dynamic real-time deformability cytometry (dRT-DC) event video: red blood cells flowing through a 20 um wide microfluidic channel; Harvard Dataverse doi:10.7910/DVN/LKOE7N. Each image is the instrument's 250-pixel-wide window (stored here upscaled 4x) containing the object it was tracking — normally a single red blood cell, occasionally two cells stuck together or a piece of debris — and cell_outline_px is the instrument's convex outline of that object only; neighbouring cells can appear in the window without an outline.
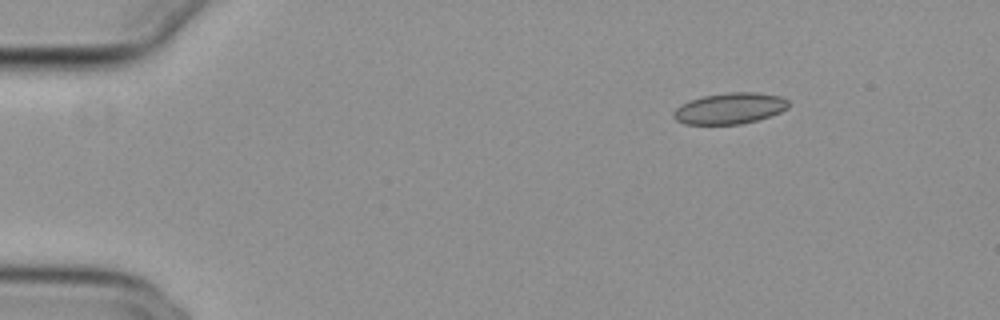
{"species": "common noctule bat (a hibernating species)", "species_latin": "Nyctalus noctula", "temperature_condition": "cold", "stored_images_in_passage": 48, "camera_frame_rate_fps": 3000, "um_per_image_px": 0.085, "animal": {"sex": "female", "body_mass_g": 29.2, "forearm_length_mm": 56.3}, "frame": {"image": 1, "passage_image": 1, "time_ms": 0.0, "image_size_px": [1000, 320], "cell_outline_px": [[788, 108], [780, 112], [756, 120], [740, 124], [684, 124], [676, 120], [672, 116], [672, 112], [680, 104], [688, 100], [704, 96], [728, 92], [756, 92], [780, 96], [788, 100]], "centroid_in_image_um": [61.99, 9.21], "position_along_channel_um": 23.0, "area_um2": 20.87}}
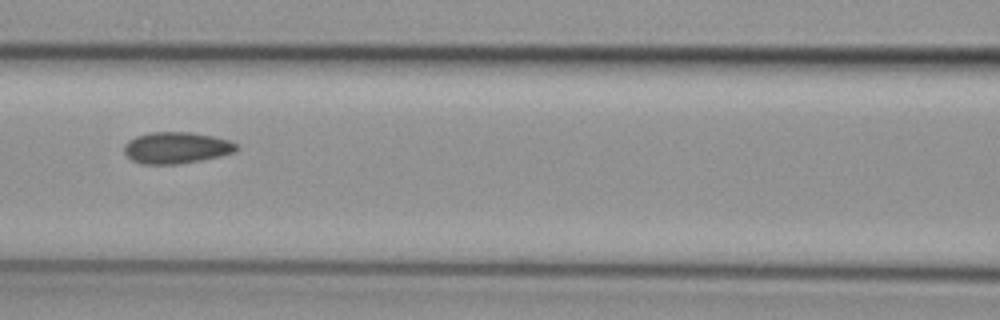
{"frame": {"image": 2, "passage_image": 18, "time_ms": 5.667, "image_size_px": [1000, 320], "cell_outline_px": [[236, 152], [220, 156], [180, 164], [140, 164], [132, 160], [124, 152], [124, 144], [128, 140], [136, 136], [152, 132], [192, 132], [212, 136], [228, 140], [236, 144]], "centroid_in_image_um": [14.96, 12.56], "position_along_channel_um": 151.6, "area_um2": 20.58}}
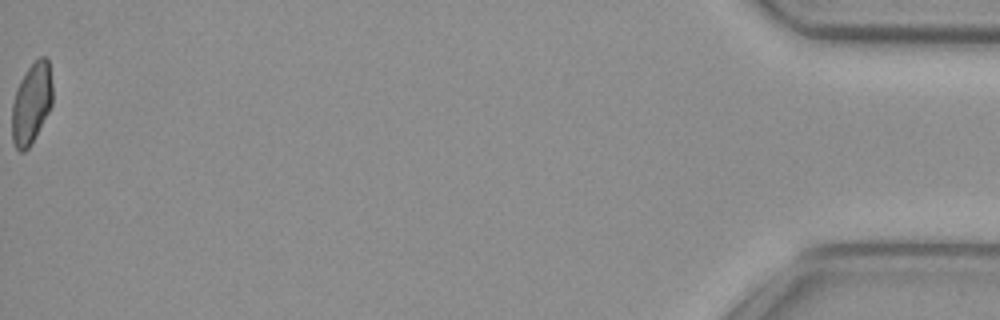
{"frame": {"image": 3, "passage_image": 48, "time_ms": 15.667, "image_size_px": [1000, 320], "cell_outline_px": [[52, 104], [48, 112], [28, 148], [24, 152], [20, 152], [16, 148], [12, 140], [12, 104], [20, 80], [28, 68], [40, 56], [48, 56], [52, 84]], "centroid_in_image_um": [2.68, 8.76], "position_along_channel_um": 432.5, "area_um2": 18.9}, "authors_computed_cell_mechanics": {"area_um2": 20.1433, "velocity_mm_per_s": 3.8293, "shape_relaxation_time_tau1_ms": null, "shape_relaxation_time_tau2_ms": 2.6705, "deformation_change_tau1": null, "deformation_change_tau2": 0.0585}}